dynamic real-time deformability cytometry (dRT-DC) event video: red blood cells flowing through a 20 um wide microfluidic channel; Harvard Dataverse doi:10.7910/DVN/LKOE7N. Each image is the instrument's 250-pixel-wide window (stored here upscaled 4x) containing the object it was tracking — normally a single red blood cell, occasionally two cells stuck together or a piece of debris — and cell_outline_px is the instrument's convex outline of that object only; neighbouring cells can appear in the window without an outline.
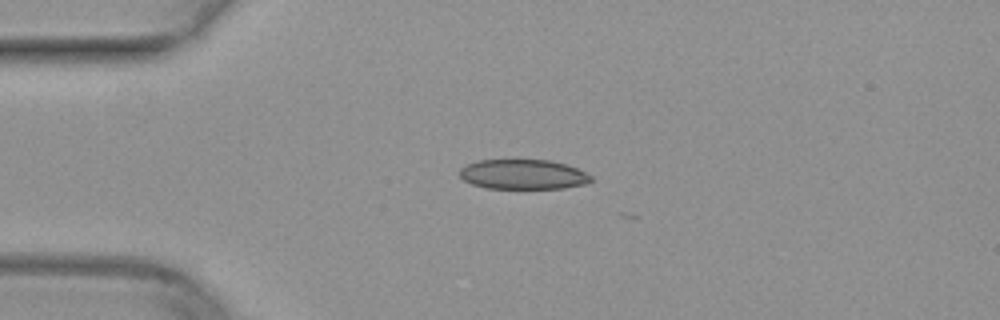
{"species": "common noctule bat (a hibernating species)", "species_latin": "Nyctalus noctula", "temperature_condition": "warm", "stored_images_in_passage": 5, "camera_frame_rate_fps": 3000, "um_per_image_px": 0.085, "animal": {"sex": "female", "body_mass_g": 29.2, "forearm_length_mm": 56.3}, "frame": {"image": 1, "passage_image": 1, "time_ms": 0.0, "image_size_px": [1000, 320], "cell_outline_px": [[592, 180], [588, 184], [564, 188], [484, 188], [472, 184], [464, 180], [460, 176], [460, 168], [476, 160], [548, 160], [564, 164], [576, 168], [592, 176]], "centroid_in_image_um": [44.46, 14.83], "position_along_channel_um": 40.5, "area_um2": 22.77}}